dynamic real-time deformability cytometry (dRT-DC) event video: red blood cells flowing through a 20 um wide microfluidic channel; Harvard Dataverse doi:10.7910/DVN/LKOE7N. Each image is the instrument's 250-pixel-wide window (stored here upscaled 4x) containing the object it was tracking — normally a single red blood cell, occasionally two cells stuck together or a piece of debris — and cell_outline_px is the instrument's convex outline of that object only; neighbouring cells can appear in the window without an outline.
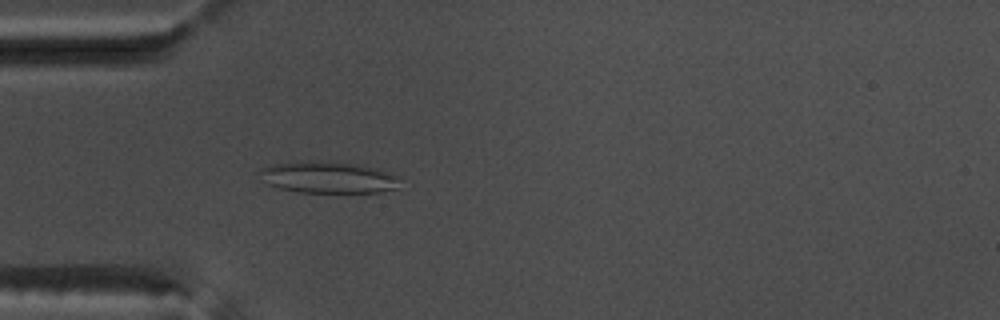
{"species": "common noctule bat (a hibernating species)", "species_latin": "Nyctalus noctula", "temperature_condition": "warm", "stored_images_in_passage": 52, "camera_frame_rate_fps": 3000, "um_per_image_px": 0.085, "animal": {"sex": "male", "body_mass_g": 17.5, "forearm_length_mm": 52.3}, "frame": {"image": 1, "passage_image": 15, "time_ms": 4.667, "image_size_px": [1000, 320], "cell_outline_px": [[396, 188], [380, 192], [296, 192], [280, 188], [268, 184], [260, 172], [260, 168], [272, 164], [300, 160], [336, 160], [376, 168], [396, 176]], "centroid_in_image_um": [27.83, 15.04], "position_along_channel_um": 57.2, "area_um2": 25.84}}
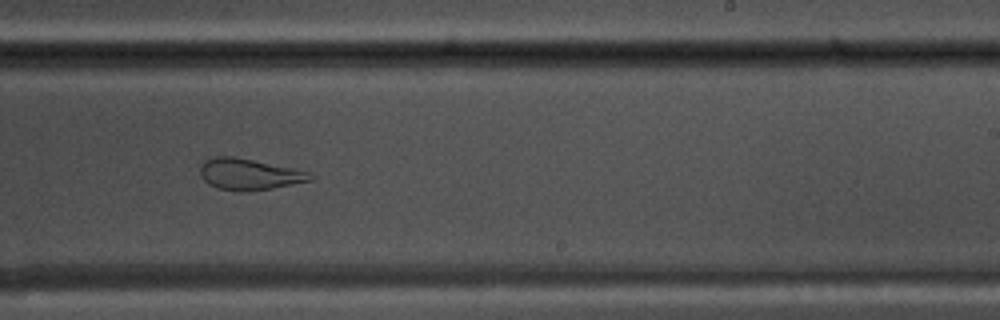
{"frame": {"image": 2, "passage_image": 32, "time_ms": 10.333, "image_size_px": [1000, 320], "cell_outline_px": [[316, 176], [312, 180], [272, 188], [240, 192], [216, 188], [208, 184], [200, 176], [200, 164], [204, 160], [216, 156], [232, 156], [292, 168], [308, 172]], "centroid_in_image_um": [21.13, 14.82], "position_along_channel_um": 267.9, "area_um2": 20.0}}
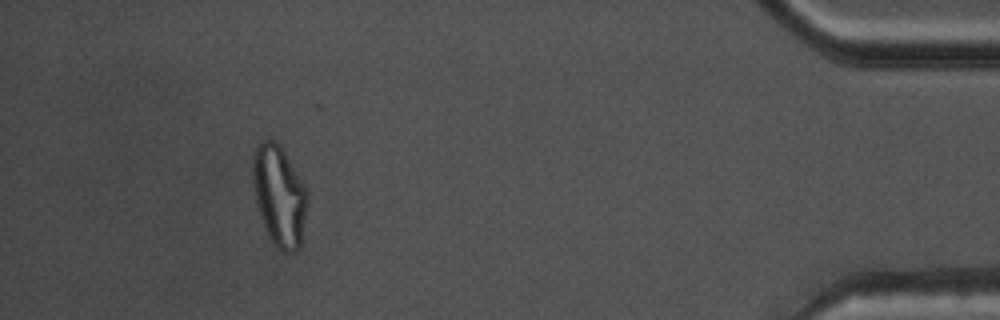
{"frame": {"image": 3, "passage_image": 48, "time_ms": 15.667, "image_size_px": [1000, 320], "cell_outline_px": [[308, 200], [300, 248], [296, 252], [284, 252], [272, 240], [260, 216], [252, 184], [252, 152], [256, 144], [260, 140], [276, 140], [280, 144], [308, 192]], "centroid_in_image_um": [23.72, 16.57], "position_along_channel_um": 411.5, "area_um2": 32.02}, "authors_computed_cell_mechanics": {"area_um2": 27.7729, "velocity_mm_per_s": 3.808, "shape_relaxation_time_tau1_ms": null, "shape_relaxation_time_tau2_ms": 1.1598, "deformation_change_tau1": null, "deformation_change_tau2": 0.0712}}